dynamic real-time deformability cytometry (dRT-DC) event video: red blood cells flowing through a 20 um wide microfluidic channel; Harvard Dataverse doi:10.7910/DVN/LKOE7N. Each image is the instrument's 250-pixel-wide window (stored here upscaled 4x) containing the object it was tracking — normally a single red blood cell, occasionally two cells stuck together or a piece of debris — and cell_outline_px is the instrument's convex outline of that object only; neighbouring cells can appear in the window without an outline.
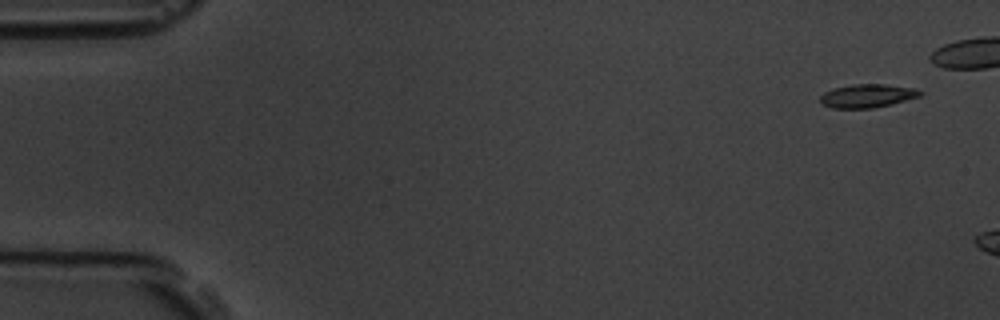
{"species": "common noctule bat (a hibernating species)", "species_latin": "Nyctalus noctula", "temperature_condition": "room temperature", "stored_images_in_passage": 3, "camera_frame_rate_fps": 3000, "um_per_image_px": 0.085, "animal": {"sex": "male", "body_mass_g": 19.5, "forearm_length_mm": 54.6}, "frame": {"image": 1, "passage_image": 1, "time_ms": 0.0, "image_size_px": [1000, 320], "cell_outline_px": [[924, 92], [920, 96], [892, 104], [872, 108], [832, 108], [820, 104], [820, 96], [824, 92], [832, 88], [852, 84], [884, 84], [916, 88]], "centroid_in_image_um": [73.71, 8.14], "position_along_channel_um": 11.3, "area_um2": 13.81}}